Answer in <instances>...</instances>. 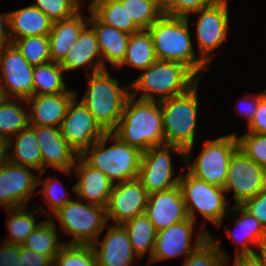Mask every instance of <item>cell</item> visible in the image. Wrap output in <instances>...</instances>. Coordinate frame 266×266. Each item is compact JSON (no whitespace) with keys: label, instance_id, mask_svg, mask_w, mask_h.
Masks as SVG:
<instances>
[{"label":"cell","instance_id":"obj_1","mask_svg":"<svg viewBox=\"0 0 266 266\" xmlns=\"http://www.w3.org/2000/svg\"><path fill=\"white\" fill-rule=\"evenodd\" d=\"M129 96L122 116L112 131L121 141L147 151L165 145L163 118L160 103Z\"/></svg>","mask_w":266,"mask_h":266},{"label":"cell","instance_id":"obj_2","mask_svg":"<svg viewBox=\"0 0 266 266\" xmlns=\"http://www.w3.org/2000/svg\"><path fill=\"white\" fill-rule=\"evenodd\" d=\"M142 72L129 83L132 89L130 95L135 97L142 92L139 99L157 102L188 92L200 79L186 65L171 61L157 60Z\"/></svg>","mask_w":266,"mask_h":266},{"label":"cell","instance_id":"obj_3","mask_svg":"<svg viewBox=\"0 0 266 266\" xmlns=\"http://www.w3.org/2000/svg\"><path fill=\"white\" fill-rule=\"evenodd\" d=\"M188 21L186 17L163 14L148 31L158 60L184 64L198 76L207 64L193 51Z\"/></svg>","mask_w":266,"mask_h":266},{"label":"cell","instance_id":"obj_4","mask_svg":"<svg viewBox=\"0 0 266 266\" xmlns=\"http://www.w3.org/2000/svg\"><path fill=\"white\" fill-rule=\"evenodd\" d=\"M108 140L115 143L106 148ZM80 156L93 168L106 174L114 184L115 181L117 184L139 177L142 152L121 141L112 132H106Z\"/></svg>","mask_w":266,"mask_h":266},{"label":"cell","instance_id":"obj_5","mask_svg":"<svg viewBox=\"0 0 266 266\" xmlns=\"http://www.w3.org/2000/svg\"><path fill=\"white\" fill-rule=\"evenodd\" d=\"M87 79L89 86L80 101L105 132H112L130 96V84L125 89L121 88L118 80L112 78L107 69L92 73Z\"/></svg>","mask_w":266,"mask_h":266},{"label":"cell","instance_id":"obj_6","mask_svg":"<svg viewBox=\"0 0 266 266\" xmlns=\"http://www.w3.org/2000/svg\"><path fill=\"white\" fill-rule=\"evenodd\" d=\"M198 83L188 92L160 101L163 118L165 145L178 146L190 158L195 144L197 126Z\"/></svg>","mask_w":266,"mask_h":266},{"label":"cell","instance_id":"obj_7","mask_svg":"<svg viewBox=\"0 0 266 266\" xmlns=\"http://www.w3.org/2000/svg\"><path fill=\"white\" fill-rule=\"evenodd\" d=\"M178 185L192 221H195L197 210L207 221L219 227L227 213L231 212L227 208V199L224 196L226 192L223 188L210 185L188 171L184 175L181 174Z\"/></svg>","mask_w":266,"mask_h":266},{"label":"cell","instance_id":"obj_8","mask_svg":"<svg viewBox=\"0 0 266 266\" xmlns=\"http://www.w3.org/2000/svg\"><path fill=\"white\" fill-rule=\"evenodd\" d=\"M62 230L74 236L64 244L92 245L107 225L105 208L71 200L54 213Z\"/></svg>","mask_w":266,"mask_h":266},{"label":"cell","instance_id":"obj_9","mask_svg":"<svg viewBox=\"0 0 266 266\" xmlns=\"http://www.w3.org/2000/svg\"><path fill=\"white\" fill-rule=\"evenodd\" d=\"M237 149L238 140L235 133L206 140L202 152L192 165L190 158H184L187 163L186 169L196 178L223 188L230 158Z\"/></svg>","mask_w":266,"mask_h":266},{"label":"cell","instance_id":"obj_10","mask_svg":"<svg viewBox=\"0 0 266 266\" xmlns=\"http://www.w3.org/2000/svg\"><path fill=\"white\" fill-rule=\"evenodd\" d=\"M171 150L185 158V150L171 145L151 147L142 152L138 179L149 195L171 189L179 184L181 174L173 178Z\"/></svg>","mask_w":266,"mask_h":266},{"label":"cell","instance_id":"obj_11","mask_svg":"<svg viewBox=\"0 0 266 266\" xmlns=\"http://www.w3.org/2000/svg\"><path fill=\"white\" fill-rule=\"evenodd\" d=\"M223 189L233 190L234 205H242L266 189V170L238 148L230 158Z\"/></svg>","mask_w":266,"mask_h":266},{"label":"cell","instance_id":"obj_12","mask_svg":"<svg viewBox=\"0 0 266 266\" xmlns=\"http://www.w3.org/2000/svg\"><path fill=\"white\" fill-rule=\"evenodd\" d=\"M33 68L13 44L3 48L0 51V97L13 95L23 101L32 97Z\"/></svg>","mask_w":266,"mask_h":266},{"label":"cell","instance_id":"obj_13","mask_svg":"<svg viewBox=\"0 0 266 266\" xmlns=\"http://www.w3.org/2000/svg\"><path fill=\"white\" fill-rule=\"evenodd\" d=\"M193 226L194 221L189 218L157 232L154 251L149 261L155 263L183 255L187 258L194 253L209 238V232L204 229L203 221L202 229L198 232L199 234L193 247L191 245Z\"/></svg>","mask_w":266,"mask_h":266},{"label":"cell","instance_id":"obj_14","mask_svg":"<svg viewBox=\"0 0 266 266\" xmlns=\"http://www.w3.org/2000/svg\"><path fill=\"white\" fill-rule=\"evenodd\" d=\"M228 0H218L215 4L193 12L197 14L196 36L199 53L208 65L214 57L208 53L226 40L229 28ZM212 55V56H211Z\"/></svg>","mask_w":266,"mask_h":266},{"label":"cell","instance_id":"obj_15","mask_svg":"<svg viewBox=\"0 0 266 266\" xmlns=\"http://www.w3.org/2000/svg\"><path fill=\"white\" fill-rule=\"evenodd\" d=\"M60 130L67 143L78 155H81L106 133L85 105L81 101L79 103L76 101V97L67 109Z\"/></svg>","mask_w":266,"mask_h":266},{"label":"cell","instance_id":"obj_16","mask_svg":"<svg viewBox=\"0 0 266 266\" xmlns=\"http://www.w3.org/2000/svg\"><path fill=\"white\" fill-rule=\"evenodd\" d=\"M149 194L142 182L135 180L114 184L105 207L107 221L122 225L136 215L145 213Z\"/></svg>","mask_w":266,"mask_h":266},{"label":"cell","instance_id":"obj_17","mask_svg":"<svg viewBox=\"0 0 266 266\" xmlns=\"http://www.w3.org/2000/svg\"><path fill=\"white\" fill-rule=\"evenodd\" d=\"M32 168L7 162L0 170V206L5 210L24 206L38 186Z\"/></svg>","mask_w":266,"mask_h":266},{"label":"cell","instance_id":"obj_18","mask_svg":"<svg viewBox=\"0 0 266 266\" xmlns=\"http://www.w3.org/2000/svg\"><path fill=\"white\" fill-rule=\"evenodd\" d=\"M31 127L35 130L39 142L42 173L45 172V167L50 166L69 175L71 168L75 167L79 155L62 136L60 128L51 126Z\"/></svg>","mask_w":266,"mask_h":266},{"label":"cell","instance_id":"obj_19","mask_svg":"<svg viewBox=\"0 0 266 266\" xmlns=\"http://www.w3.org/2000/svg\"><path fill=\"white\" fill-rule=\"evenodd\" d=\"M156 232L168 228L172 224L189 219L179 185L148 197L145 209Z\"/></svg>","mask_w":266,"mask_h":266},{"label":"cell","instance_id":"obj_20","mask_svg":"<svg viewBox=\"0 0 266 266\" xmlns=\"http://www.w3.org/2000/svg\"><path fill=\"white\" fill-rule=\"evenodd\" d=\"M101 242V243H100ZM100 244V249L98 248ZM97 266H131L134 264L133 251L128 233L122 225H112L103 241L97 239L92 245Z\"/></svg>","mask_w":266,"mask_h":266},{"label":"cell","instance_id":"obj_21","mask_svg":"<svg viewBox=\"0 0 266 266\" xmlns=\"http://www.w3.org/2000/svg\"><path fill=\"white\" fill-rule=\"evenodd\" d=\"M75 165L73 169L80 180L73 186V191L81 197L83 202L88 200L89 204L105 208L114 183L102 171L89 165L80 155Z\"/></svg>","mask_w":266,"mask_h":266},{"label":"cell","instance_id":"obj_22","mask_svg":"<svg viewBox=\"0 0 266 266\" xmlns=\"http://www.w3.org/2000/svg\"><path fill=\"white\" fill-rule=\"evenodd\" d=\"M75 93H58L33 95L25 100L31 106L29 111L30 126L58 127L66 116L71 101L77 97Z\"/></svg>","mask_w":266,"mask_h":266},{"label":"cell","instance_id":"obj_23","mask_svg":"<svg viewBox=\"0 0 266 266\" xmlns=\"http://www.w3.org/2000/svg\"><path fill=\"white\" fill-rule=\"evenodd\" d=\"M88 26L89 24L82 29L73 47L60 63L61 67L66 72L75 69L78 70L80 67L83 68V66L86 68L88 64H91L89 68H92L93 73L104 70L97 36L92 26H90L91 28H88ZM96 57H98V60L94 61Z\"/></svg>","mask_w":266,"mask_h":266},{"label":"cell","instance_id":"obj_24","mask_svg":"<svg viewBox=\"0 0 266 266\" xmlns=\"http://www.w3.org/2000/svg\"><path fill=\"white\" fill-rule=\"evenodd\" d=\"M89 11L88 22L89 25L92 24L97 36L104 70L107 69L104 61L111 63L114 67H120L125 57L130 34L105 25L91 12L90 8Z\"/></svg>","mask_w":266,"mask_h":266},{"label":"cell","instance_id":"obj_25","mask_svg":"<svg viewBox=\"0 0 266 266\" xmlns=\"http://www.w3.org/2000/svg\"><path fill=\"white\" fill-rule=\"evenodd\" d=\"M83 18L84 16L78 11L69 18L53 22L48 35L51 62L60 64L65 59L82 29L89 24V20Z\"/></svg>","mask_w":266,"mask_h":266},{"label":"cell","instance_id":"obj_26","mask_svg":"<svg viewBox=\"0 0 266 266\" xmlns=\"http://www.w3.org/2000/svg\"><path fill=\"white\" fill-rule=\"evenodd\" d=\"M9 35L15 39L49 35L53 22L37 7L30 5L8 12Z\"/></svg>","mask_w":266,"mask_h":266},{"label":"cell","instance_id":"obj_27","mask_svg":"<svg viewBox=\"0 0 266 266\" xmlns=\"http://www.w3.org/2000/svg\"><path fill=\"white\" fill-rule=\"evenodd\" d=\"M15 141V142H13ZM14 143V152H11V147ZM6 146L8 151V161L35 169L42 173V157L39 147V142L35 134V130L29 126L21 130L18 134L11 137ZM14 155V157L12 156Z\"/></svg>","mask_w":266,"mask_h":266},{"label":"cell","instance_id":"obj_28","mask_svg":"<svg viewBox=\"0 0 266 266\" xmlns=\"http://www.w3.org/2000/svg\"><path fill=\"white\" fill-rule=\"evenodd\" d=\"M230 211L231 213L232 211L241 212L234 222L236 227H238V229L241 231V239L239 238L241 240V246H239L240 244L237 242L238 246L235 256L253 255L255 250L252 249L249 245L256 246L266 236V229L254 216L247 212L241 205H233L230 208ZM226 234L228 235V239L235 243V231L231 232L228 228H226Z\"/></svg>","mask_w":266,"mask_h":266},{"label":"cell","instance_id":"obj_29","mask_svg":"<svg viewBox=\"0 0 266 266\" xmlns=\"http://www.w3.org/2000/svg\"><path fill=\"white\" fill-rule=\"evenodd\" d=\"M91 12L105 25L112 26L128 34L141 31L129 17L126 6L119 0H92L89 4Z\"/></svg>","mask_w":266,"mask_h":266},{"label":"cell","instance_id":"obj_30","mask_svg":"<svg viewBox=\"0 0 266 266\" xmlns=\"http://www.w3.org/2000/svg\"><path fill=\"white\" fill-rule=\"evenodd\" d=\"M153 40L148 30L130 34L126 53L122 64L145 70L157 61Z\"/></svg>","mask_w":266,"mask_h":266},{"label":"cell","instance_id":"obj_31","mask_svg":"<svg viewBox=\"0 0 266 266\" xmlns=\"http://www.w3.org/2000/svg\"><path fill=\"white\" fill-rule=\"evenodd\" d=\"M65 70L59 63L47 62L33 68V95L74 93L66 90Z\"/></svg>","mask_w":266,"mask_h":266},{"label":"cell","instance_id":"obj_32","mask_svg":"<svg viewBox=\"0 0 266 266\" xmlns=\"http://www.w3.org/2000/svg\"><path fill=\"white\" fill-rule=\"evenodd\" d=\"M122 226L128 233L130 243L137 257L141 259L148 250L149 259H151L157 232L147 215L145 213L136 215Z\"/></svg>","mask_w":266,"mask_h":266},{"label":"cell","instance_id":"obj_33","mask_svg":"<svg viewBox=\"0 0 266 266\" xmlns=\"http://www.w3.org/2000/svg\"><path fill=\"white\" fill-rule=\"evenodd\" d=\"M13 101L0 97V141L7 142L13 135L30 126L29 114L21 105L23 99Z\"/></svg>","mask_w":266,"mask_h":266},{"label":"cell","instance_id":"obj_34","mask_svg":"<svg viewBox=\"0 0 266 266\" xmlns=\"http://www.w3.org/2000/svg\"><path fill=\"white\" fill-rule=\"evenodd\" d=\"M56 230L57 228L52 217L41 221L22 245L32 251L49 256L54 260L64 245L61 241L59 242Z\"/></svg>","mask_w":266,"mask_h":266},{"label":"cell","instance_id":"obj_35","mask_svg":"<svg viewBox=\"0 0 266 266\" xmlns=\"http://www.w3.org/2000/svg\"><path fill=\"white\" fill-rule=\"evenodd\" d=\"M141 30H148L163 14V0H119Z\"/></svg>","mask_w":266,"mask_h":266},{"label":"cell","instance_id":"obj_36","mask_svg":"<svg viewBox=\"0 0 266 266\" xmlns=\"http://www.w3.org/2000/svg\"><path fill=\"white\" fill-rule=\"evenodd\" d=\"M25 206L7 209L11 218L7 221L9 236L6 243L22 245L40 222H36L33 213Z\"/></svg>","mask_w":266,"mask_h":266},{"label":"cell","instance_id":"obj_37","mask_svg":"<svg viewBox=\"0 0 266 266\" xmlns=\"http://www.w3.org/2000/svg\"><path fill=\"white\" fill-rule=\"evenodd\" d=\"M12 44L32 66L51 62L48 35L15 39Z\"/></svg>","mask_w":266,"mask_h":266},{"label":"cell","instance_id":"obj_38","mask_svg":"<svg viewBox=\"0 0 266 266\" xmlns=\"http://www.w3.org/2000/svg\"><path fill=\"white\" fill-rule=\"evenodd\" d=\"M182 266H227L228 256L209 233V238L191 255L184 258Z\"/></svg>","mask_w":266,"mask_h":266},{"label":"cell","instance_id":"obj_39","mask_svg":"<svg viewBox=\"0 0 266 266\" xmlns=\"http://www.w3.org/2000/svg\"><path fill=\"white\" fill-rule=\"evenodd\" d=\"M53 266H97L94 249L91 245L64 244Z\"/></svg>","mask_w":266,"mask_h":266},{"label":"cell","instance_id":"obj_40","mask_svg":"<svg viewBox=\"0 0 266 266\" xmlns=\"http://www.w3.org/2000/svg\"><path fill=\"white\" fill-rule=\"evenodd\" d=\"M80 0H36L37 7L52 22L61 21L77 13L81 8Z\"/></svg>","mask_w":266,"mask_h":266},{"label":"cell","instance_id":"obj_41","mask_svg":"<svg viewBox=\"0 0 266 266\" xmlns=\"http://www.w3.org/2000/svg\"><path fill=\"white\" fill-rule=\"evenodd\" d=\"M238 148L266 170V134L248 132L237 136Z\"/></svg>","mask_w":266,"mask_h":266},{"label":"cell","instance_id":"obj_42","mask_svg":"<svg viewBox=\"0 0 266 266\" xmlns=\"http://www.w3.org/2000/svg\"><path fill=\"white\" fill-rule=\"evenodd\" d=\"M218 0H163V12L168 16L189 18L190 13L213 5Z\"/></svg>","mask_w":266,"mask_h":266},{"label":"cell","instance_id":"obj_43","mask_svg":"<svg viewBox=\"0 0 266 266\" xmlns=\"http://www.w3.org/2000/svg\"><path fill=\"white\" fill-rule=\"evenodd\" d=\"M42 181L43 180L38 179V186H40V184H43V186H41L42 190L40 192L44 193L45 201L50 207V211H52L53 213L57 212L60 208H62L65 204L69 203L72 200L66 197L64 198V196L61 197V193L56 187V183L58 181H53V178L51 177L45 179L43 182Z\"/></svg>","mask_w":266,"mask_h":266},{"label":"cell","instance_id":"obj_44","mask_svg":"<svg viewBox=\"0 0 266 266\" xmlns=\"http://www.w3.org/2000/svg\"><path fill=\"white\" fill-rule=\"evenodd\" d=\"M241 206L254 216L266 229V189L260 191L255 197L245 201Z\"/></svg>","mask_w":266,"mask_h":266},{"label":"cell","instance_id":"obj_45","mask_svg":"<svg viewBox=\"0 0 266 266\" xmlns=\"http://www.w3.org/2000/svg\"><path fill=\"white\" fill-rule=\"evenodd\" d=\"M248 130L251 133L266 134V89L260 94V103L248 124Z\"/></svg>","mask_w":266,"mask_h":266},{"label":"cell","instance_id":"obj_46","mask_svg":"<svg viewBox=\"0 0 266 266\" xmlns=\"http://www.w3.org/2000/svg\"><path fill=\"white\" fill-rule=\"evenodd\" d=\"M21 266H53V260L44 254L32 251L20 245Z\"/></svg>","mask_w":266,"mask_h":266},{"label":"cell","instance_id":"obj_47","mask_svg":"<svg viewBox=\"0 0 266 266\" xmlns=\"http://www.w3.org/2000/svg\"><path fill=\"white\" fill-rule=\"evenodd\" d=\"M20 245L3 242L0 248V266H21Z\"/></svg>","mask_w":266,"mask_h":266},{"label":"cell","instance_id":"obj_48","mask_svg":"<svg viewBox=\"0 0 266 266\" xmlns=\"http://www.w3.org/2000/svg\"><path fill=\"white\" fill-rule=\"evenodd\" d=\"M259 103L260 95H247V97L243 98L242 103H239L240 105L238 106V111L240 114H245L244 117L248 119V124L253 119V116L257 111Z\"/></svg>","mask_w":266,"mask_h":266},{"label":"cell","instance_id":"obj_49","mask_svg":"<svg viewBox=\"0 0 266 266\" xmlns=\"http://www.w3.org/2000/svg\"><path fill=\"white\" fill-rule=\"evenodd\" d=\"M12 44L9 35V18L8 13L0 15V51Z\"/></svg>","mask_w":266,"mask_h":266},{"label":"cell","instance_id":"obj_50","mask_svg":"<svg viewBox=\"0 0 266 266\" xmlns=\"http://www.w3.org/2000/svg\"><path fill=\"white\" fill-rule=\"evenodd\" d=\"M233 266H262L260 261L253 255H238L234 258Z\"/></svg>","mask_w":266,"mask_h":266},{"label":"cell","instance_id":"obj_51","mask_svg":"<svg viewBox=\"0 0 266 266\" xmlns=\"http://www.w3.org/2000/svg\"><path fill=\"white\" fill-rule=\"evenodd\" d=\"M256 246L259 248L260 254L255 251L254 255L262 266H266V236Z\"/></svg>","mask_w":266,"mask_h":266},{"label":"cell","instance_id":"obj_52","mask_svg":"<svg viewBox=\"0 0 266 266\" xmlns=\"http://www.w3.org/2000/svg\"><path fill=\"white\" fill-rule=\"evenodd\" d=\"M8 162V149L6 146V142L0 141V170L5 166Z\"/></svg>","mask_w":266,"mask_h":266}]
</instances>
